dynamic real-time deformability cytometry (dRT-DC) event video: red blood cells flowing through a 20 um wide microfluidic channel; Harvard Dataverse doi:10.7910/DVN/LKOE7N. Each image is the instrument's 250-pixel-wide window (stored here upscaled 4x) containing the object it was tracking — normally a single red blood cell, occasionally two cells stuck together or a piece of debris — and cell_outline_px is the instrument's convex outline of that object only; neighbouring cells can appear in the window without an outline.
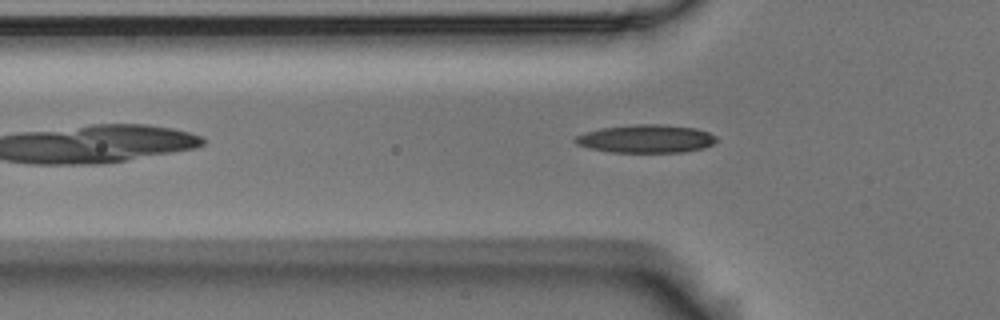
{"species": "Egyptian fruit bat (a non-hibernating species)", "species_latin": "Rousettus aegyptiacus", "temperature_condition": "room temperature", "stored_images_in_passage": 44, "camera_frame_rate_fps": 3000, "um_per_image_px": 0.085, "animal": {"sex": "male"}, "frame": {"image": 1, "passage_image": 8, "time_ms": 2.333, "image_size_px": [1000, 320], "cell_outline_px": [[716, 140], [712, 144], [704, 148], [684, 152], [608, 152], [588, 148], [576, 144], [572, 140], [576, 136], [584, 132], [600, 128], [632, 124], [664, 124], [696, 128], [708, 132], [716, 136]], "centroid_in_image_um": [54.88, 11.79], "position_along_channel_um": 70.9, "area_um2": 23.41}}
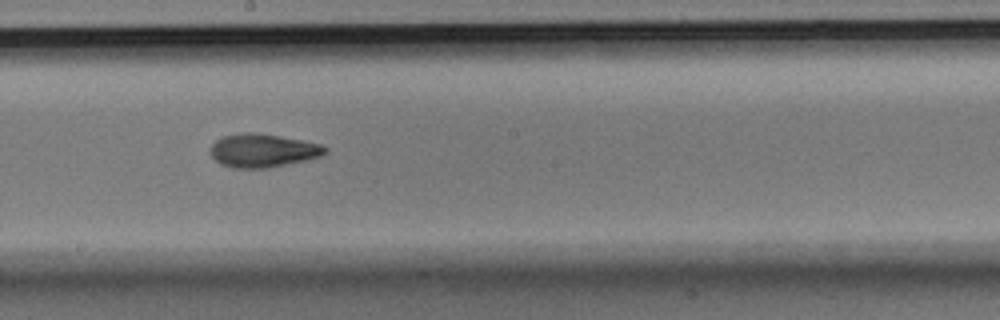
{"frame": {"image": 2, "passage_image": 21, "time_ms": 6.667, "image_size_px": [1000, 320], "cell_outline_px": [[328, 152], [320, 156], [308, 160], [268, 168], [232, 168], [220, 164], [212, 156], [212, 144], [216, 140], [224, 136], [244, 132], [252, 132], [280, 136], [320, 144], [328, 148]], "centroid_in_image_um": [22.36, 12.8], "position_along_channel_um": 225.8, "area_um2": 22.25}}
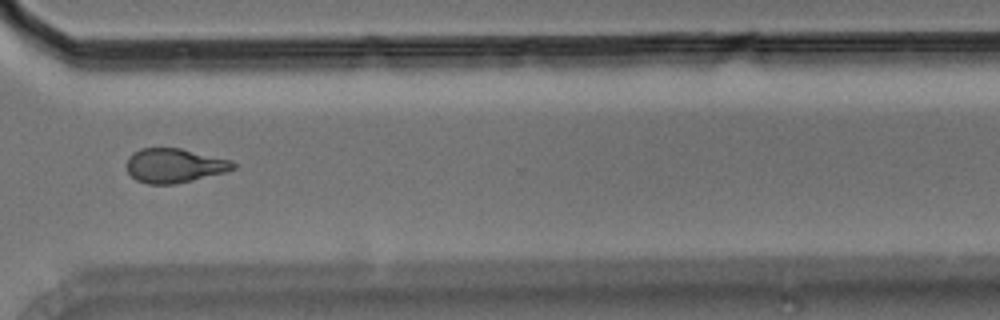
{"frame": {"image": 3, "passage_image": 32, "time_ms": 10.333, "image_size_px": [1000, 320], "cell_outline_px": [[236, 168], [224, 172], [192, 180], [172, 184], [148, 184], [136, 180], [128, 172], [124, 164], [128, 156], [132, 152], [140, 148], [180, 148], [232, 160], [236, 164]], "centroid_in_image_um": [14.77, 14.06], "position_along_channel_um": 355.8, "area_um2": 21.39}}